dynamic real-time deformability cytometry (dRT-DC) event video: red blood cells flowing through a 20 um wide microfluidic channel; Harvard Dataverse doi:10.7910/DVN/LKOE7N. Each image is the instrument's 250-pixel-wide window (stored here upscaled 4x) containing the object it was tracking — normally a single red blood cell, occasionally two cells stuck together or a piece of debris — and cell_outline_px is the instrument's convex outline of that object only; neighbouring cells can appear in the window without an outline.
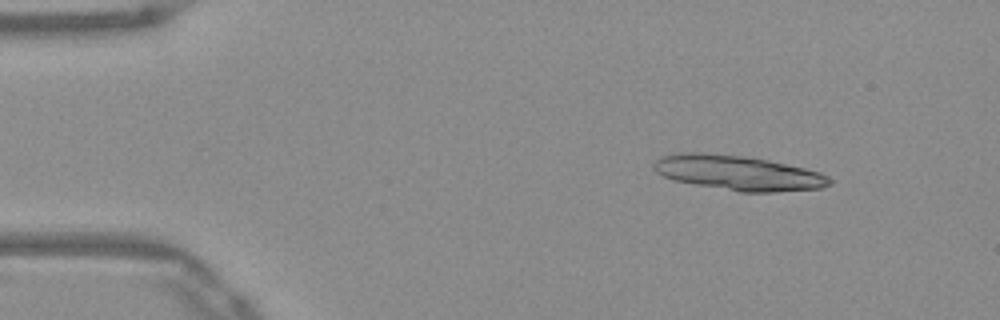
{"species": "Egyptian fruit bat (a non-hibernating species)", "species_latin": "Rousettus aegyptiacus", "temperature_condition": "warm", "stored_images_in_passage": 31, "segment_of_instrument_passage": [1, 2], "camera_frame_rate_fps": 3000, "um_per_image_px": 0.085, "frame": {"image": 1, "passage_image": 1, "time_ms": 0.0, "image_size_px": [1000, 320], "cell_outline_px": [[832, 184], [820, 188], [772, 192], [740, 192], [672, 180], [656, 172], [652, 168], [652, 164], [660, 156], [680, 152], [700, 152], [748, 156], [768, 160], [804, 168], [820, 172], [828, 176], [832, 180]], "centroid_in_image_um": [62.71, 14.68], "position_along_channel_um": 22.3, "area_um2": 35.84}}